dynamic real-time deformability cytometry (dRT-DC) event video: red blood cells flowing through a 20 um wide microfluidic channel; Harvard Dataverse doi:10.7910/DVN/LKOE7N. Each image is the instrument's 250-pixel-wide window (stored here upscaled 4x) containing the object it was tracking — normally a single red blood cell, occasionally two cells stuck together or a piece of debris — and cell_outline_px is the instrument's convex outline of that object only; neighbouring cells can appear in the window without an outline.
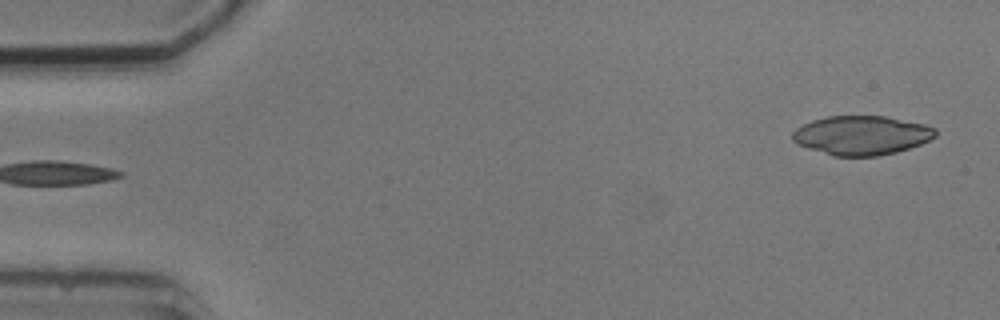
{"species": "common noctule bat (a hibernating species)", "species_latin": "Nyctalus noctula", "temperature_condition": "cold", "stored_images_in_passage": 4, "camera_frame_rate_fps": 3000, "um_per_image_px": 0.085, "animal": {"sex": "male", "body_mass_g": 20.5, "forearm_length_mm": 52.5}, "frame": {"image": 1, "passage_image": 4, "time_ms": 5.0, "image_size_px": [1000, 320], "cell_outline_px": [[936, 136], [920, 144], [896, 152], [876, 156], [832, 156], [796, 144], [792, 140], [792, 132], [796, 128], [812, 120], [828, 116], [884, 116], [924, 124], [936, 128]], "centroid_in_image_um": [73.2, 11.5], "position_along_channel_um": 11.8, "area_um2": 32.54}}